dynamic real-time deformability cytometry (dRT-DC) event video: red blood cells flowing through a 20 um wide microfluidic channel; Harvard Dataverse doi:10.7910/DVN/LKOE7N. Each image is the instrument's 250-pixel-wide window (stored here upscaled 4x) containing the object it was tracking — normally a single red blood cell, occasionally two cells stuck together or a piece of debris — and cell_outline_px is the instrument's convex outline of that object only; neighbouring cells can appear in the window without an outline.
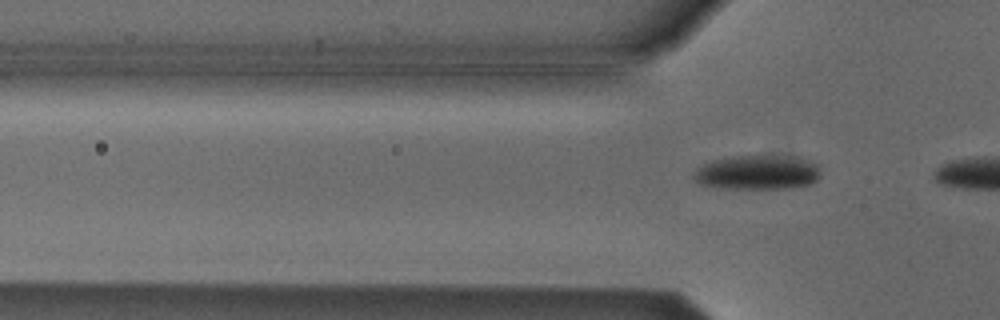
{"species": "Egyptian fruit bat (a non-hibernating species)", "species_latin": "Rousettus aegyptiacus", "temperature_condition": "cold", "stored_images_in_passage": 6, "segment_of_instrument_passage": [2, 2], "camera_frame_rate_fps": 3000, "um_per_image_px": 0.085, "animal": {"sex": "male"}, "frame": {"image": 1, "passage_image": 6, "time_ms": 1.667, "image_size_px": [1000, 320], "cell_outline_px": [[816, 180], [808, 184], [788, 188], [724, 188], [700, 184], [692, 176], [696, 168], [712, 160], [736, 156], [796, 156], [816, 164]], "centroid_in_image_um": [64.31, 14.65], "position_along_channel_um": 61.5, "area_um2": 24.91}}